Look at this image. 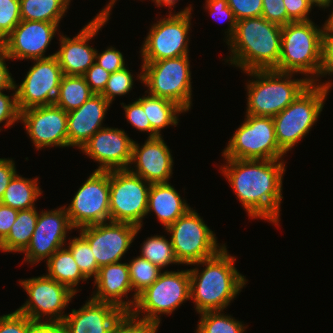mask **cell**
<instances>
[{
	"instance_id": "cell-1",
	"label": "cell",
	"mask_w": 333,
	"mask_h": 333,
	"mask_svg": "<svg viewBox=\"0 0 333 333\" xmlns=\"http://www.w3.org/2000/svg\"><path fill=\"white\" fill-rule=\"evenodd\" d=\"M221 173L251 219H265L274 225L280 219L282 180L286 162L281 160L224 159Z\"/></svg>"
},
{
	"instance_id": "cell-2",
	"label": "cell",
	"mask_w": 333,
	"mask_h": 333,
	"mask_svg": "<svg viewBox=\"0 0 333 333\" xmlns=\"http://www.w3.org/2000/svg\"><path fill=\"white\" fill-rule=\"evenodd\" d=\"M235 256L228 254L224 246L214 256L191 265H202L189 269L190 299L197 313L224 310L242 291L248 280L235 267Z\"/></svg>"
},
{
	"instance_id": "cell-3",
	"label": "cell",
	"mask_w": 333,
	"mask_h": 333,
	"mask_svg": "<svg viewBox=\"0 0 333 333\" xmlns=\"http://www.w3.org/2000/svg\"><path fill=\"white\" fill-rule=\"evenodd\" d=\"M282 26L263 17L237 21L233 37L226 43L230 56L225 60L240 70H275L281 55Z\"/></svg>"
},
{
	"instance_id": "cell-4",
	"label": "cell",
	"mask_w": 333,
	"mask_h": 333,
	"mask_svg": "<svg viewBox=\"0 0 333 333\" xmlns=\"http://www.w3.org/2000/svg\"><path fill=\"white\" fill-rule=\"evenodd\" d=\"M312 20L282 26L281 55L275 71L302 74L311 83L321 81L322 27Z\"/></svg>"
},
{
	"instance_id": "cell-5",
	"label": "cell",
	"mask_w": 333,
	"mask_h": 333,
	"mask_svg": "<svg viewBox=\"0 0 333 333\" xmlns=\"http://www.w3.org/2000/svg\"><path fill=\"white\" fill-rule=\"evenodd\" d=\"M253 77L247 82L246 114L274 117L289 106L310 84L306 77L292 79L295 73L275 70L244 72ZM256 79V80H255Z\"/></svg>"
},
{
	"instance_id": "cell-6",
	"label": "cell",
	"mask_w": 333,
	"mask_h": 333,
	"mask_svg": "<svg viewBox=\"0 0 333 333\" xmlns=\"http://www.w3.org/2000/svg\"><path fill=\"white\" fill-rule=\"evenodd\" d=\"M333 87L331 80L311 83L289 106L273 117L279 147L287 154L318 121Z\"/></svg>"
},
{
	"instance_id": "cell-7",
	"label": "cell",
	"mask_w": 333,
	"mask_h": 333,
	"mask_svg": "<svg viewBox=\"0 0 333 333\" xmlns=\"http://www.w3.org/2000/svg\"><path fill=\"white\" fill-rule=\"evenodd\" d=\"M138 78L147 87L146 94L175 102L185 112L192 106V82L189 55L142 63Z\"/></svg>"
},
{
	"instance_id": "cell-8",
	"label": "cell",
	"mask_w": 333,
	"mask_h": 333,
	"mask_svg": "<svg viewBox=\"0 0 333 333\" xmlns=\"http://www.w3.org/2000/svg\"><path fill=\"white\" fill-rule=\"evenodd\" d=\"M285 154L277 143L273 118L249 114L222 151L225 159L281 160Z\"/></svg>"
},
{
	"instance_id": "cell-9",
	"label": "cell",
	"mask_w": 333,
	"mask_h": 333,
	"mask_svg": "<svg viewBox=\"0 0 333 333\" xmlns=\"http://www.w3.org/2000/svg\"><path fill=\"white\" fill-rule=\"evenodd\" d=\"M190 300V273L187 270L162 271L158 279L137 296L130 311L138 318L161 322V314L170 315ZM142 315V317L140 316Z\"/></svg>"
},
{
	"instance_id": "cell-10",
	"label": "cell",
	"mask_w": 333,
	"mask_h": 333,
	"mask_svg": "<svg viewBox=\"0 0 333 333\" xmlns=\"http://www.w3.org/2000/svg\"><path fill=\"white\" fill-rule=\"evenodd\" d=\"M192 10V5H189L150 26L140 50L142 63L189 55Z\"/></svg>"
},
{
	"instance_id": "cell-11",
	"label": "cell",
	"mask_w": 333,
	"mask_h": 333,
	"mask_svg": "<svg viewBox=\"0 0 333 333\" xmlns=\"http://www.w3.org/2000/svg\"><path fill=\"white\" fill-rule=\"evenodd\" d=\"M165 232L171 235L173 250L181 265L210 258L225 246L217 243L215 233L193 208L169 225Z\"/></svg>"
},
{
	"instance_id": "cell-12",
	"label": "cell",
	"mask_w": 333,
	"mask_h": 333,
	"mask_svg": "<svg viewBox=\"0 0 333 333\" xmlns=\"http://www.w3.org/2000/svg\"><path fill=\"white\" fill-rule=\"evenodd\" d=\"M110 221L143 226L151 184L127 170L109 171Z\"/></svg>"
},
{
	"instance_id": "cell-13",
	"label": "cell",
	"mask_w": 333,
	"mask_h": 333,
	"mask_svg": "<svg viewBox=\"0 0 333 333\" xmlns=\"http://www.w3.org/2000/svg\"><path fill=\"white\" fill-rule=\"evenodd\" d=\"M19 284L29 298L16 310L33 321L46 318L45 321L62 322L67 315L63 310L76 295L68 286L47 275L19 280Z\"/></svg>"
},
{
	"instance_id": "cell-14",
	"label": "cell",
	"mask_w": 333,
	"mask_h": 333,
	"mask_svg": "<svg viewBox=\"0 0 333 333\" xmlns=\"http://www.w3.org/2000/svg\"><path fill=\"white\" fill-rule=\"evenodd\" d=\"M109 171H95L80 186L68 204L67 214L74 229L110 221Z\"/></svg>"
},
{
	"instance_id": "cell-15",
	"label": "cell",
	"mask_w": 333,
	"mask_h": 333,
	"mask_svg": "<svg viewBox=\"0 0 333 333\" xmlns=\"http://www.w3.org/2000/svg\"><path fill=\"white\" fill-rule=\"evenodd\" d=\"M20 85L15 84L20 112L32 107L54 104L63 76L55 56L34 59Z\"/></svg>"
},
{
	"instance_id": "cell-16",
	"label": "cell",
	"mask_w": 333,
	"mask_h": 333,
	"mask_svg": "<svg viewBox=\"0 0 333 333\" xmlns=\"http://www.w3.org/2000/svg\"><path fill=\"white\" fill-rule=\"evenodd\" d=\"M141 229L129 223L109 221L86 226L78 231L88 241L100 268L120 262Z\"/></svg>"
},
{
	"instance_id": "cell-17",
	"label": "cell",
	"mask_w": 333,
	"mask_h": 333,
	"mask_svg": "<svg viewBox=\"0 0 333 333\" xmlns=\"http://www.w3.org/2000/svg\"><path fill=\"white\" fill-rule=\"evenodd\" d=\"M73 229L65 206L50 211L42 210L38 213L30 242L23 251L24 261L35 265L46 258L48 260L55 251L66 245V234Z\"/></svg>"
},
{
	"instance_id": "cell-18",
	"label": "cell",
	"mask_w": 333,
	"mask_h": 333,
	"mask_svg": "<svg viewBox=\"0 0 333 333\" xmlns=\"http://www.w3.org/2000/svg\"><path fill=\"white\" fill-rule=\"evenodd\" d=\"M20 122L37 150L68 147L67 112L59 106L51 104L23 110Z\"/></svg>"
},
{
	"instance_id": "cell-19",
	"label": "cell",
	"mask_w": 333,
	"mask_h": 333,
	"mask_svg": "<svg viewBox=\"0 0 333 333\" xmlns=\"http://www.w3.org/2000/svg\"><path fill=\"white\" fill-rule=\"evenodd\" d=\"M131 139L123 129L98 130L80 149L99 166L95 171L127 170L132 159Z\"/></svg>"
},
{
	"instance_id": "cell-20",
	"label": "cell",
	"mask_w": 333,
	"mask_h": 333,
	"mask_svg": "<svg viewBox=\"0 0 333 333\" xmlns=\"http://www.w3.org/2000/svg\"><path fill=\"white\" fill-rule=\"evenodd\" d=\"M58 27L56 23L21 20L0 45L12 61L53 57L55 53L48 56L45 53Z\"/></svg>"
},
{
	"instance_id": "cell-21",
	"label": "cell",
	"mask_w": 333,
	"mask_h": 333,
	"mask_svg": "<svg viewBox=\"0 0 333 333\" xmlns=\"http://www.w3.org/2000/svg\"><path fill=\"white\" fill-rule=\"evenodd\" d=\"M109 17H94L85 25L77 36L69 38L60 35V48L55 57L61 67L63 75L83 76L95 63L96 49L89 45V41L98 34Z\"/></svg>"
},
{
	"instance_id": "cell-22",
	"label": "cell",
	"mask_w": 333,
	"mask_h": 333,
	"mask_svg": "<svg viewBox=\"0 0 333 333\" xmlns=\"http://www.w3.org/2000/svg\"><path fill=\"white\" fill-rule=\"evenodd\" d=\"M139 145L140 143L133 142L128 170L150 184L168 183L172 178L174 161L163 137H147L144 144ZM133 164L135 169L131 167Z\"/></svg>"
},
{
	"instance_id": "cell-23",
	"label": "cell",
	"mask_w": 333,
	"mask_h": 333,
	"mask_svg": "<svg viewBox=\"0 0 333 333\" xmlns=\"http://www.w3.org/2000/svg\"><path fill=\"white\" fill-rule=\"evenodd\" d=\"M123 313L114 304L89 298L79 309H72L62 322L66 333H111Z\"/></svg>"
},
{
	"instance_id": "cell-24",
	"label": "cell",
	"mask_w": 333,
	"mask_h": 333,
	"mask_svg": "<svg viewBox=\"0 0 333 333\" xmlns=\"http://www.w3.org/2000/svg\"><path fill=\"white\" fill-rule=\"evenodd\" d=\"M111 103L101 94H93L79 108L67 112L68 147L82 146L103 127Z\"/></svg>"
},
{
	"instance_id": "cell-25",
	"label": "cell",
	"mask_w": 333,
	"mask_h": 333,
	"mask_svg": "<svg viewBox=\"0 0 333 333\" xmlns=\"http://www.w3.org/2000/svg\"><path fill=\"white\" fill-rule=\"evenodd\" d=\"M93 283L96 286V291L90 297L93 300L114 304L124 312L133 309V300L128 299V293L133 292L128 263L118 262L100 267Z\"/></svg>"
},
{
	"instance_id": "cell-26",
	"label": "cell",
	"mask_w": 333,
	"mask_h": 333,
	"mask_svg": "<svg viewBox=\"0 0 333 333\" xmlns=\"http://www.w3.org/2000/svg\"><path fill=\"white\" fill-rule=\"evenodd\" d=\"M151 184L148 193L147 213H155L164 230L185 214L191 207L171 183Z\"/></svg>"
},
{
	"instance_id": "cell-27",
	"label": "cell",
	"mask_w": 333,
	"mask_h": 333,
	"mask_svg": "<svg viewBox=\"0 0 333 333\" xmlns=\"http://www.w3.org/2000/svg\"><path fill=\"white\" fill-rule=\"evenodd\" d=\"M143 107L151 124V137L162 136L161 130L166 127L177 126L179 115L185 111L175 102L152 95L136 99Z\"/></svg>"
},
{
	"instance_id": "cell-28",
	"label": "cell",
	"mask_w": 333,
	"mask_h": 333,
	"mask_svg": "<svg viewBox=\"0 0 333 333\" xmlns=\"http://www.w3.org/2000/svg\"><path fill=\"white\" fill-rule=\"evenodd\" d=\"M46 266V270L48 271L46 273L47 276L68 286L76 294L79 292L77 285L80 281L88 280L80 271L72 253L66 245L59 248L46 260Z\"/></svg>"
},
{
	"instance_id": "cell-29",
	"label": "cell",
	"mask_w": 333,
	"mask_h": 333,
	"mask_svg": "<svg viewBox=\"0 0 333 333\" xmlns=\"http://www.w3.org/2000/svg\"><path fill=\"white\" fill-rule=\"evenodd\" d=\"M37 207L18 210L9 234L0 242V251L22 253L28 246L38 219Z\"/></svg>"
},
{
	"instance_id": "cell-30",
	"label": "cell",
	"mask_w": 333,
	"mask_h": 333,
	"mask_svg": "<svg viewBox=\"0 0 333 333\" xmlns=\"http://www.w3.org/2000/svg\"><path fill=\"white\" fill-rule=\"evenodd\" d=\"M37 182L38 177L30 179L16 174L6 188L0 203L17 210L36 207L35 202L42 194Z\"/></svg>"
},
{
	"instance_id": "cell-31",
	"label": "cell",
	"mask_w": 333,
	"mask_h": 333,
	"mask_svg": "<svg viewBox=\"0 0 333 333\" xmlns=\"http://www.w3.org/2000/svg\"><path fill=\"white\" fill-rule=\"evenodd\" d=\"M71 0H20L21 20L42 21L59 25Z\"/></svg>"
},
{
	"instance_id": "cell-32",
	"label": "cell",
	"mask_w": 333,
	"mask_h": 333,
	"mask_svg": "<svg viewBox=\"0 0 333 333\" xmlns=\"http://www.w3.org/2000/svg\"><path fill=\"white\" fill-rule=\"evenodd\" d=\"M93 94L83 76L63 75L54 104L69 112L79 108Z\"/></svg>"
},
{
	"instance_id": "cell-33",
	"label": "cell",
	"mask_w": 333,
	"mask_h": 333,
	"mask_svg": "<svg viewBox=\"0 0 333 333\" xmlns=\"http://www.w3.org/2000/svg\"><path fill=\"white\" fill-rule=\"evenodd\" d=\"M130 281L132 290L133 307L136 303L137 296L145 289L150 287L159 277L163 271L157 265L152 264L150 261L142 256H137L130 260L128 263Z\"/></svg>"
},
{
	"instance_id": "cell-34",
	"label": "cell",
	"mask_w": 333,
	"mask_h": 333,
	"mask_svg": "<svg viewBox=\"0 0 333 333\" xmlns=\"http://www.w3.org/2000/svg\"><path fill=\"white\" fill-rule=\"evenodd\" d=\"M165 237L164 235L147 237L141 244L140 256L157 265L160 269H164L170 264H180L176 259L171 239L168 240Z\"/></svg>"
},
{
	"instance_id": "cell-35",
	"label": "cell",
	"mask_w": 333,
	"mask_h": 333,
	"mask_svg": "<svg viewBox=\"0 0 333 333\" xmlns=\"http://www.w3.org/2000/svg\"><path fill=\"white\" fill-rule=\"evenodd\" d=\"M222 310L199 313L196 333H244L247 326Z\"/></svg>"
},
{
	"instance_id": "cell-36",
	"label": "cell",
	"mask_w": 333,
	"mask_h": 333,
	"mask_svg": "<svg viewBox=\"0 0 333 333\" xmlns=\"http://www.w3.org/2000/svg\"><path fill=\"white\" fill-rule=\"evenodd\" d=\"M66 246L73 255L82 274L89 280L95 279L99 272L97 261L88 241L79 233V237L70 238Z\"/></svg>"
},
{
	"instance_id": "cell-37",
	"label": "cell",
	"mask_w": 333,
	"mask_h": 333,
	"mask_svg": "<svg viewBox=\"0 0 333 333\" xmlns=\"http://www.w3.org/2000/svg\"><path fill=\"white\" fill-rule=\"evenodd\" d=\"M133 85V74H131L128 67H125L122 70L110 74V77L101 95L112 104L115 97L123 96L127 93L129 94Z\"/></svg>"
},
{
	"instance_id": "cell-38",
	"label": "cell",
	"mask_w": 333,
	"mask_h": 333,
	"mask_svg": "<svg viewBox=\"0 0 333 333\" xmlns=\"http://www.w3.org/2000/svg\"><path fill=\"white\" fill-rule=\"evenodd\" d=\"M159 326V322L141 319L131 312H124L111 333H157Z\"/></svg>"
},
{
	"instance_id": "cell-39",
	"label": "cell",
	"mask_w": 333,
	"mask_h": 333,
	"mask_svg": "<svg viewBox=\"0 0 333 333\" xmlns=\"http://www.w3.org/2000/svg\"><path fill=\"white\" fill-rule=\"evenodd\" d=\"M20 21V0H0V43Z\"/></svg>"
},
{
	"instance_id": "cell-40",
	"label": "cell",
	"mask_w": 333,
	"mask_h": 333,
	"mask_svg": "<svg viewBox=\"0 0 333 333\" xmlns=\"http://www.w3.org/2000/svg\"><path fill=\"white\" fill-rule=\"evenodd\" d=\"M204 9L208 10L213 18L216 19L219 16L228 21V28L225 31V35H227L225 40L227 43L233 37L237 24V20L233 11L228 6L227 0H206Z\"/></svg>"
},
{
	"instance_id": "cell-41",
	"label": "cell",
	"mask_w": 333,
	"mask_h": 333,
	"mask_svg": "<svg viewBox=\"0 0 333 333\" xmlns=\"http://www.w3.org/2000/svg\"><path fill=\"white\" fill-rule=\"evenodd\" d=\"M10 96L4 94L3 91L0 92V124L5 122L3 125L5 128H9L14 125V123L20 121V110L17 103L16 91Z\"/></svg>"
},
{
	"instance_id": "cell-42",
	"label": "cell",
	"mask_w": 333,
	"mask_h": 333,
	"mask_svg": "<svg viewBox=\"0 0 333 333\" xmlns=\"http://www.w3.org/2000/svg\"><path fill=\"white\" fill-rule=\"evenodd\" d=\"M121 106L124 108L126 116L125 118L127 119V121H129L131 126H133L138 131H146V133L148 132V137H151V124L146 116L142 105L137 100H135L128 105H124V103H121Z\"/></svg>"
},
{
	"instance_id": "cell-43",
	"label": "cell",
	"mask_w": 333,
	"mask_h": 333,
	"mask_svg": "<svg viewBox=\"0 0 333 333\" xmlns=\"http://www.w3.org/2000/svg\"><path fill=\"white\" fill-rule=\"evenodd\" d=\"M237 21L245 18L262 17V0H227Z\"/></svg>"
},
{
	"instance_id": "cell-44",
	"label": "cell",
	"mask_w": 333,
	"mask_h": 333,
	"mask_svg": "<svg viewBox=\"0 0 333 333\" xmlns=\"http://www.w3.org/2000/svg\"><path fill=\"white\" fill-rule=\"evenodd\" d=\"M95 63L109 73H114L126 67L122 52L112 46L107 47L102 53H98V50H96Z\"/></svg>"
},
{
	"instance_id": "cell-45",
	"label": "cell",
	"mask_w": 333,
	"mask_h": 333,
	"mask_svg": "<svg viewBox=\"0 0 333 333\" xmlns=\"http://www.w3.org/2000/svg\"><path fill=\"white\" fill-rule=\"evenodd\" d=\"M262 17L280 26L293 22L287 15L283 0H262Z\"/></svg>"
},
{
	"instance_id": "cell-46",
	"label": "cell",
	"mask_w": 333,
	"mask_h": 333,
	"mask_svg": "<svg viewBox=\"0 0 333 333\" xmlns=\"http://www.w3.org/2000/svg\"><path fill=\"white\" fill-rule=\"evenodd\" d=\"M32 320L15 310L0 316V333H27Z\"/></svg>"
},
{
	"instance_id": "cell-47",
	"label": "cell",
	"mask_w": 333,
	"mask_h": 333,
	"mask_svg": "<svg viewBox=\"0 0 333 333\" xmlns=\"http://www.w3.org/2000/svg\"><path fill=\"white\" fill-rule=\"evenodd\" d=\"M110 74L111 73L107 72L103 67L99 66L97 63H94L85 72L83 77L94 94H101L104 91Z\"/></svg>"
},
{
	"instance_id": "cell-48",
	"label": "cell",
	"mask_w": 333,
	"mask_h": 333,
	"mask_svg": "<svg viewBox=\"0 0 333 333\" xmlns=\"http://www.w3.org/2000/svg\"><path fill=\"white\" fill-rule=\"evenodd\" d=\"M287 15L293 21H309L313 6L308 0H283Z\"/></svg>"
},
{
	"instance_id": "cell-49",
	"label": "cell",
	"mask_w": 333,
	"mask_h": 333,
	"mask_svg": "<svg viewBox=\"0 0 333 333\" xmlns=\"http://www.w3.org/2000/svg\"><path fill=\"white\" fill-rule=\"evenodd\" d=\"M333 75V33H324L322 40L321 77Z\"/></svg>"
},
{
	"instance_id": "cell-50",
	"label": "cell",
	"mask_w": 333,
	"mask_h": 333,
	"mask_svg": "<svg viewBox=\"0 0 333 333\" xmlns=\"http://www.w3.org/2000/svg\"><path fill=\"white\" fill-rule=\"evenodd\" d=\"M12 158H0V201L12 178L17 174Z\"/></svg>"
},
{
	"instance_id": "cell-51",
	"label": "cell",
	"mask_w": 333,
	"mask_h": 333,
	"mask_svg": "<svg viewBox=\"0 0 333 333\" xmlns=\"http://www.w3.org/2000/svg\"><path fill=\"white\" fill-rule=\"evenodd\" d=\"M5 60H10L7 56L4 48L0 45V92L5 90L16 91L15 84L12 74L9 73L8 66Z\"/></svg>"
},
{
	"instance_id": "cell-52",
	"label": "cell",
	"mask_w": 333,
	"mask_h": 333,
	"mask_svg": "<svg viewBox=\"0 0 333 333\" xmlns=\"http://www.w3.org/2000/svg\"><path fill=\"white\" fill-rule=\"evenodd\" d=\"M18 210L0 203V242L9 234Z\"/></svg>"
},
{
	"instance_id": "cell-53",
	"label": "cell",
	"mask_w": 333,
	"mask_h": 333,
	"mask_svg": "<svg viewBox=\"0 0 333 333\" xmlns=\"http://www.w3.org/2000/svg\"><path fill=\"white\" fill-rule=\"evenodd\" d=\"M27 333H66L63 322L31 321Z\"/></svg>"
},
{
	"instance_id": "cell-54",
	"label": "cell",
	"mask_w": 333,
	"mask_h": 333,
	"mask_svg": "<svg viewBox=\"0 0 333 333\" xmlns=\"http://www.w3.org/2000/svg\"><path fill=\"white\" fill-rule=\"evenodd\" d=\"M179 0H152V2L155 3L156 7H160V6H166L169 7L168 9H170L169 13H172V6L175 7V4L178 2Z\"/></svg>"
},
{
	"instance_id": "cell-55",
	"label": "cell",
	"mask_w": 333,
	"mask_h": 333,
	"mask_svg": "<svg viewBox=\"0 0 333 333\" xmlns=\"http://www.w3.org/2000/svg\"><path fill=\"white\" fill-rule=\"evenodd\" d=\"M117 0H110L109 3L106 5L105 8H103L97 15L96 17H110L111 15V9L113 5L115 4Z\"/></svg>"
},
{
	"instance_id": "cell-56",
	"label": "cell",
	"mask_w": 333,
	"mask_h": 333,
	"mask_svg": "<svg viewBox=\"0 0 333 333\" xmlns=\"http://www.w3.org/2000/svg\"><path fill=\"white\" fill-rule=\"evenodd\" d=\"M312 6H318L319 8L331 7L333 0H308Z\"/></svg>"
},
{
	"instance_id": "cell-57",
	"label": "cell",
	"mask_w": 333,
	"mask_h": 333,
	"mask_svg": "<svg viewBox=\"0 0 333 333\" xmlns=\"http://www.w3.org/2000/svg\"><path fill=\"white\" fill-rule=\"evenodd\" d=\"M329 15L328 19L324 22V33H333V10Z\"/></svg>"
}]
</instances>
